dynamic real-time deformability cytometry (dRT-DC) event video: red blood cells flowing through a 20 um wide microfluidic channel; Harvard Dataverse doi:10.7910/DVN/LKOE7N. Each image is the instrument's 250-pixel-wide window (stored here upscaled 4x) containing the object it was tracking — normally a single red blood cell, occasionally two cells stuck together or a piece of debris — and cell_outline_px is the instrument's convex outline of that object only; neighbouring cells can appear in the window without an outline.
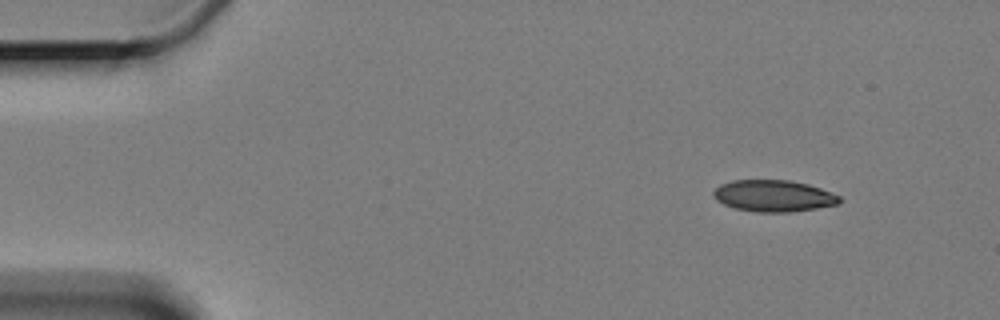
{"species": "Egyptian fruit bat (a non-hibernating species)", "species_latin": "Rousettus aegyptiacus", "temperature_condition": "cold", "stored_images_in_passage": 4, "camera_frame_rate_fps": 3000, "um_per_image_px": 0.085, "animal": {"sex": "female"}, "frame": {"image": 1, "passage_image": 1, "time_ms": 0.0, "image_size_px": [1000, 320], "cell_outline_px": [[840, 204], [816, 208], [788, 212], [760, 212], [736, 208], [724, 204], [716, 200], [712, 192], [720, 184], [732, 180], [788, 180], [808, 184], [820, 188], [840, 196]], "centroid_in_image_um": [65.75, 16.64], "position_along_channel_um": 19.3, "area_um2": 23.06}}
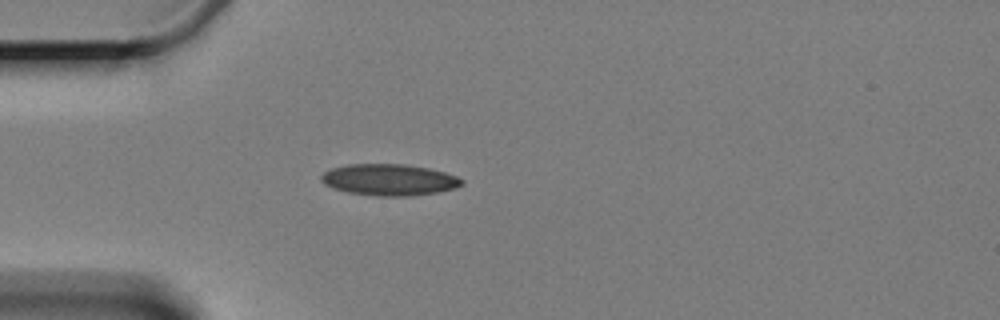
{"frame": {"image": 2, "passage_image": 4, "time_ms": 3.333, "image_size_px": [1000, 320], "cell_outline_px": [[464, 184], [456, 188], [440, 192], [404, 196], [380, 196], [348, 192], [324, 184], [320, 180], [320, 176], [324, 172], [332, 168], [348, 164], [404, 164], [428, 168], [444, 172], [456, 176], [464, 180]], "centroid_in_image_um": [33.11, 15.27], "position_along_channel_um": 51.9, "area_um2": 25.66}}